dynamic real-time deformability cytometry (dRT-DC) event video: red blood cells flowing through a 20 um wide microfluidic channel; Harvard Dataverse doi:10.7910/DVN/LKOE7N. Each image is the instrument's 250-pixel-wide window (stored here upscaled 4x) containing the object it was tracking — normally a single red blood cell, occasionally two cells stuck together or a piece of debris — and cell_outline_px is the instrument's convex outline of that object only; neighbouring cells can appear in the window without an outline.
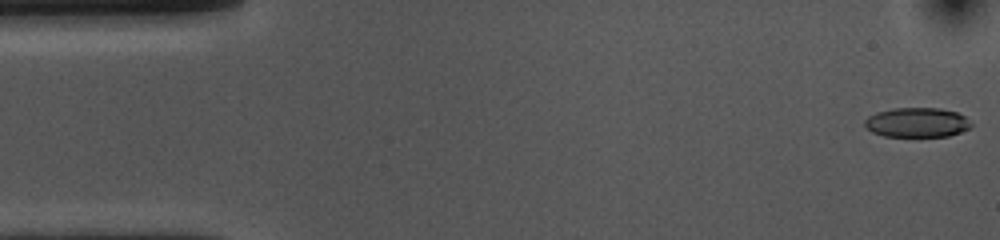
{"species": "common noctule bat (a hibernating species)", "species_latin": "Nyctalus noctula", "temperature_condition": "cold", "stored_images_in_passage": 53, "camera_frame_rate_fps": 3000, "um_per_image_px": 0.085, "animal": {"sex": "female", "body_mass_g": 10.0, "forearm_length_mm": 53.1}, "frame": {"image": 1, "passage_image": 1, "time_ms": 0.0, "image_size_px": [1000, 240], "cell_outline_px": [[972, 128], [948, 136], [884, 136], [872, 132], [864, 128], [864, 120], [868, 116], [876, 112], [892, 108], [940, 108], [956, 112], [964, 116], [972, 124]], "centroid_in_image_um": [77.92, 10.4], "position_along_channel_um": 7.1, "area_um2": 18.5}}
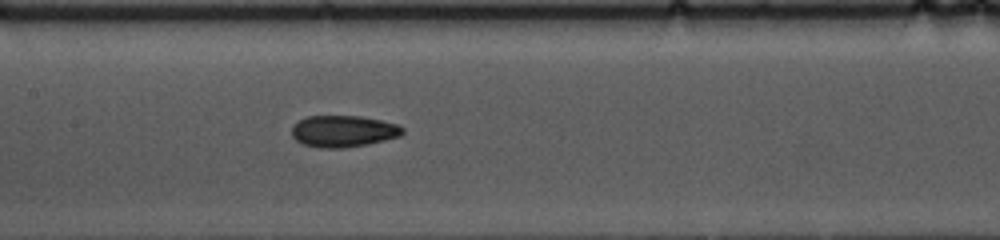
{"frame": {"image": 2, "passage_image": 24, "time_ms": 7.667, "image_size_px": [1000, 240], "cell_outline_px": [[404, 132], [400, 136], [368, 144], [340, 148], [316, 148], [304, 144], [296, 140], [292, 136], [292, 124], [308, 116], [360, 116], [380, 120], [396, 124], [404, 128]], "centroid_in_image_um": [29.16, 11.15], "position_along_channel_um": 178.2, "area_um2": 20.4}}
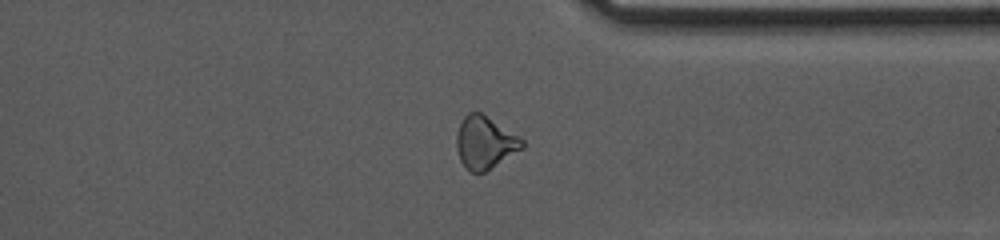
{"frame": {"image": 3, "passage_image": 40, "time_ms": 13.0, "image_size_px": [1000, 240], "cell_outline_px": [[524, 148], [484, 172], [472, 172], [464, 168], [460, 160], [456, 148], [456, 132], [464, 116], [468, 112], [480, 112], [520, 136], [524, 140]], "centroid_in_image_um": [41.21, 12.11], "position_along_channel_um": 370.2, "area_um2": 20.17}, "authors_computed_cell_mechanics": {"area_um2": 20.3456, "velocity_mm_per_s": 3.6895, "shape_relaxation_time_tau1_ms": 6.0936, "shape_relaxation_time_tau2_ms": 3.1634, "deformation_change_tau1": 0.1421, "deformation_change_tau2": 0.0977}}